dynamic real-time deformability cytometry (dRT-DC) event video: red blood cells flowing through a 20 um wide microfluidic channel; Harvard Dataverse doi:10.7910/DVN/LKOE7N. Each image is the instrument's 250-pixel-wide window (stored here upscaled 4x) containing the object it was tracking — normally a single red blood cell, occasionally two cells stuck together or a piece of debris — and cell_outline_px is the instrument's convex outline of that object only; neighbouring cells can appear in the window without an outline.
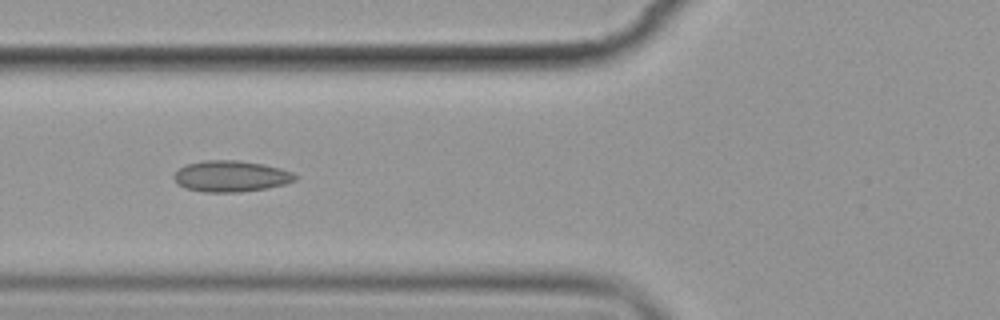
{"species": "common noctule bat (a hibernating species)", "species_latin": "Nyctalus noctula", "temperature_condition": "cold", "stored_images_in_passage": 14, "camera_frame_rate_fps": 3000, "um_per_image_px": 0.085, "animal": {"sex": "female", "body_mass_g": 19.9}, "frame": {"image": 1, "passage_image": 5, "time_ms": 5.667, "image_size_px": [1000, 320], "cell_outline_px": [[296, 180], [284, 184], [268, 188], [240, 192], [204, 192], [184, 188], [172, 176], [184, 164], [204, 160], [236, 160], [264, 164], [280, 168], [292, 172], [296, 176]], "centroid_in_image_um": [19.62, 14.97], "position_along_channel_um": 106.2, "area_um2": 22.02}}
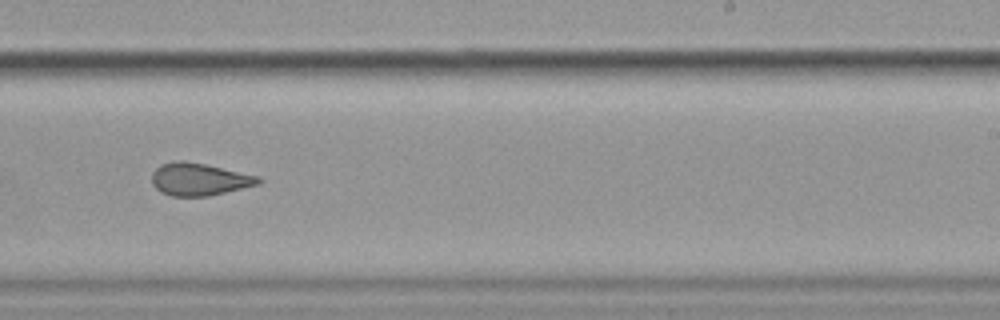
{"frame": {"image": 2, "passage_image": 9, "time_ms": 10.333, "image_size_px": [1000, 320], "cell_outline_px": [[264, 180], [260, 184], [208, 196], [172, 196], [160, 192], [152, 184], [152, 172], [160, 164], [176, 160], [184, 160], [204, 164], [260, 176]], "centroid_in_image_um": [16.93, 15.23], "position_along_channel_um": 272.1, "area_um2": 20.29}}
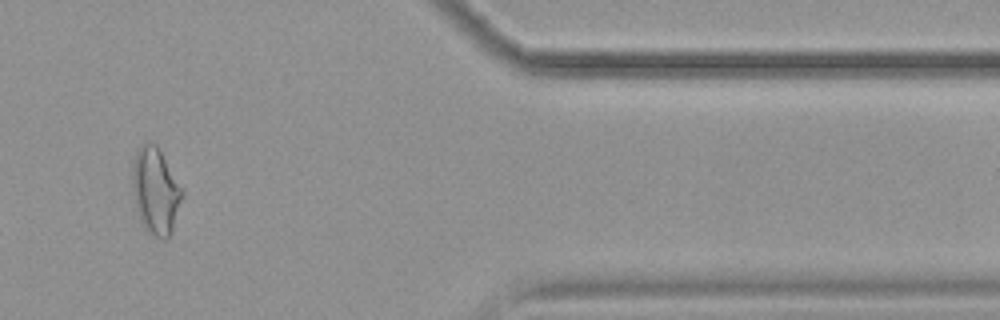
{"frame": {"image": 3, "passage_image": 12, "time_ms": 14.667, "image_size_px": [1000, 320], "cell_outline_px": [[184, 192], [168, 240], [160, 240], [148, 232], [144, 228], [140, 220], [136, 208], [132, 192], [132, 168], [136, 152], [140, 144], [156, 144]], "centroid_in_image_um": [13.2, 16.27], "position_along_channel_um": 398.2, "area_um2": 24.85}, "authors_computed_cell_mechanics": {"area_um2": 22.3108, "velocity_mm_per_s": 3.5693, "shape_relaxation_time_tau1_ms": null, "shape_relaxation_time_tau2_ms": 1.9763, "deformation_change_tau1": null, "deformation_change_tau2": 0.0662}}